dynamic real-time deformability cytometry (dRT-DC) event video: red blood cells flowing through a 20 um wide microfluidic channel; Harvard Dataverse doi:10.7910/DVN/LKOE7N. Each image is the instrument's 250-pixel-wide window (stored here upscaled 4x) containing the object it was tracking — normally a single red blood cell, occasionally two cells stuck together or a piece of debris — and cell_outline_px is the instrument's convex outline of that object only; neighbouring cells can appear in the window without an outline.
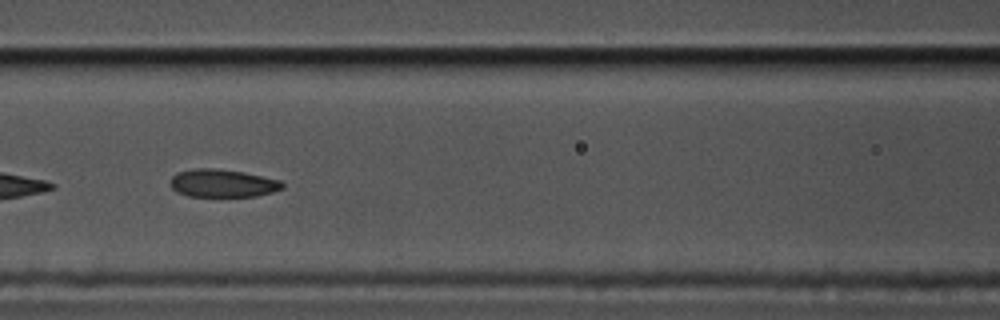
{"species": "common noctule bat (a hibernating species)", "species_latin": "Nyctalus noctula", "temperature_condition": "cold", "stored_images_in_passage": 43, "camera_frame_rate_fps": 3000, "um_per_image_px": 0.085, "animal": {"sex": "male", "body_mass_g": 17.5, "forearm_length_mm": 52.3}, "frame": {"image": 1, "passage_image": 9, "time_ms": 2.667, "image_size_px": [1000, 320], "cell_outline_px": [[284, 188], [272, 192], [256, 196], [188, 196], [176, 192], [168, 184], [168, 180], [176, 172], [196, 168], [216, 168], [244, 172], [280, 180], [284, 184]], "centroid_in_image_um": [18.87, 15.57], "position_along_channel_um": 147.7, "area_um2": 18.44}}
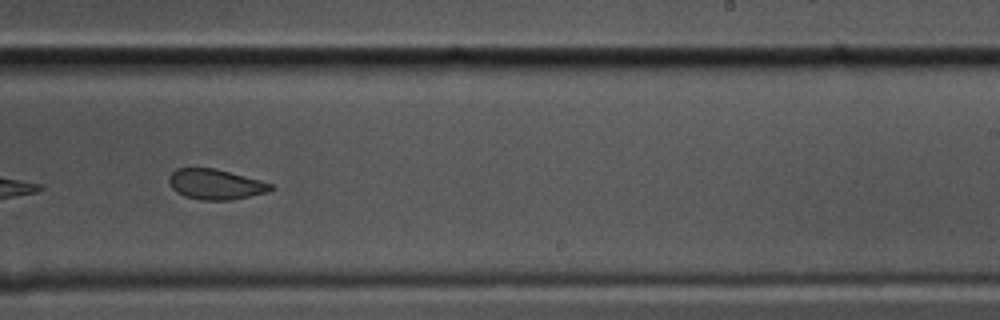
{"frame": {"image": 2, "passage_image": 20, "time_ms": 6.333, "image_size_px": [1000, 320], "cell_outline_px": [[276, 188], [268, 192], [232, 200], [204, 200], [184, 196], [176, 192], [172, 188], [168, 180], [168, 176], [176, 168], [216, 168], [260, 180], [272, 184]], "centroid_in_image_um": [18.32, 15.66], "position_along_channel_um": 270.7, "area_um2": 18.09}}
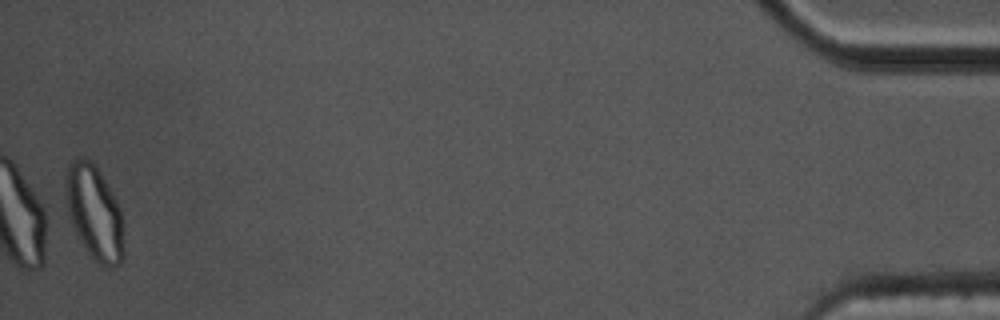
{"frame": {"image": 3, "passage_image": 42, "time_ms": 13.667, "image_size_px": [1000, 320], "cell_outline_px": [[124, 260], [116, 268], [100, 268], [92, 260], [76, 236], [68, 216], [64, 192], [64, 184], [68, 164], [72, 160], [80, 156], [84, 156], [92, 160], [112, 192], [120, 208], [124, 224]], "centroid_in_image_um": [8.02, 18.14], "position_along_channel_um": 427.2, "area_um2": 33.41}, "authors_computed_cell_mechanics": {"area_um2": 19.1896, "velocity_mm_per_s": 3.3641, "shape_relaxation_time_tau1_ms": null, "shape_relaxation_time_tau2_ms": 2.3239, "deformation_change_tau1": null, "deformation_change_tau2": 0.0728}}